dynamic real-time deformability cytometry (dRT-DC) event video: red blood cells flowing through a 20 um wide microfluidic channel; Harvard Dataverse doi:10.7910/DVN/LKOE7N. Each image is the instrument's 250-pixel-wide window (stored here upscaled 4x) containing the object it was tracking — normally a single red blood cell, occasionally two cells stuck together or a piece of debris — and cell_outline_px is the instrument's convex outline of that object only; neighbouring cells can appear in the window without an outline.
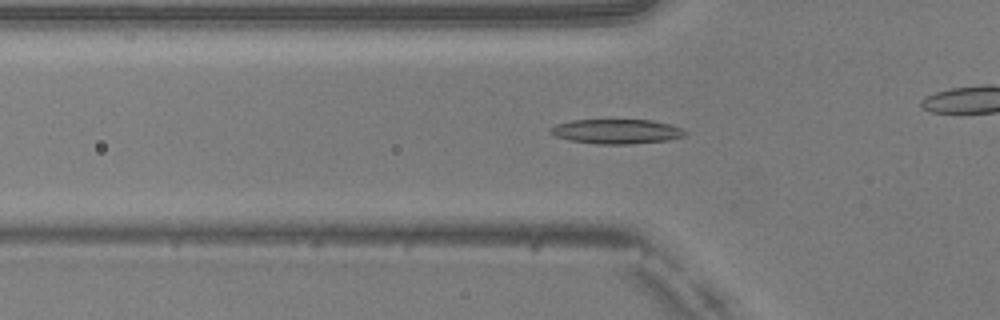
{"species": "common noctule bat (a hibernating species)", "species_latin": "Nyctalus noctula", "temperature_condition": "warm", "stored_images_in_passage": 41, "camera_frame_rate_fps": 3000, "um_per_image_px": 0.085, "animal": {"sex": "male", "body_mass_g": 20.5, "forearm_length_mm": 52.5}, "frame": {"image": 1, "passage_image": 17, "time_ms": 5.333, "image_size_px": [1000, 320], "cell_outline_px": [[688, 132], [684, 136], [668, 140], [628, 144], [596, 144], [568, 140], [556, 136], [548, 132], [556, 124], [572, 120], [652, 120], [672, 124]], "centroid_in_image_um": [52.42, 11.17], "position_along_channel_um": 73.4, "area_um2": 19.31}}
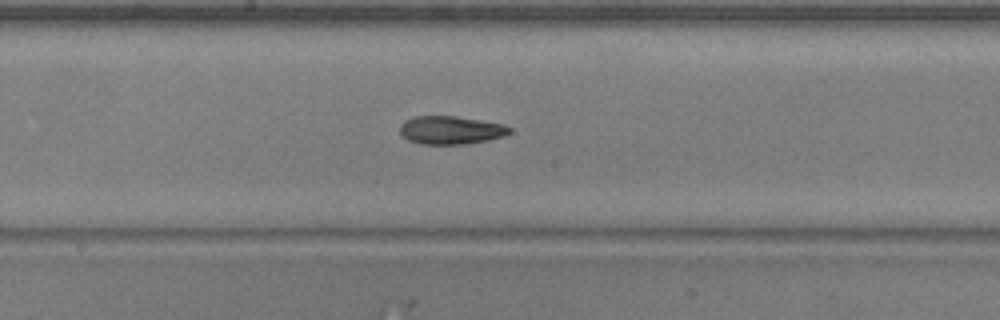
{"frame": {"image": 2, "passage_image": 27, "time_ms": 8.667, "image_size_px": [1000, 320], "cell_outline_px": [[512, 132], [488, 140], [464, 144], [420, 144], [408, 140], [400, 136], [400, 124], [404, 120], [416, 116], [456, 116], [504, 124], [512, 128]], "centroid_in_image_um": [38.28, 11.06], "position_along_channel_um": 209.9, "area_um2": 18.09}}
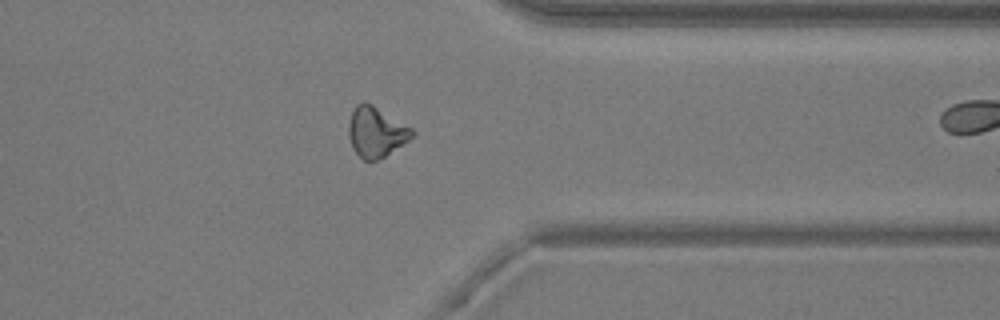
{"frame": {"image": 3, "passage_image": 40, "time_ms": 13.0, "image_size_px": [1000, 320], "cell_outline_px": [[416, 132], [408, 140], [384, 156], [376, 160], [364, 160], [352, 148], [348, 136], [348, 124], [352, 112], [356, 104], [364, 100], [372, 104], [412, 128]], "centroid_in_image_um": [31.93, 11.19], "position_along_channel_um": 379.5, "area_um2": 18.38}}